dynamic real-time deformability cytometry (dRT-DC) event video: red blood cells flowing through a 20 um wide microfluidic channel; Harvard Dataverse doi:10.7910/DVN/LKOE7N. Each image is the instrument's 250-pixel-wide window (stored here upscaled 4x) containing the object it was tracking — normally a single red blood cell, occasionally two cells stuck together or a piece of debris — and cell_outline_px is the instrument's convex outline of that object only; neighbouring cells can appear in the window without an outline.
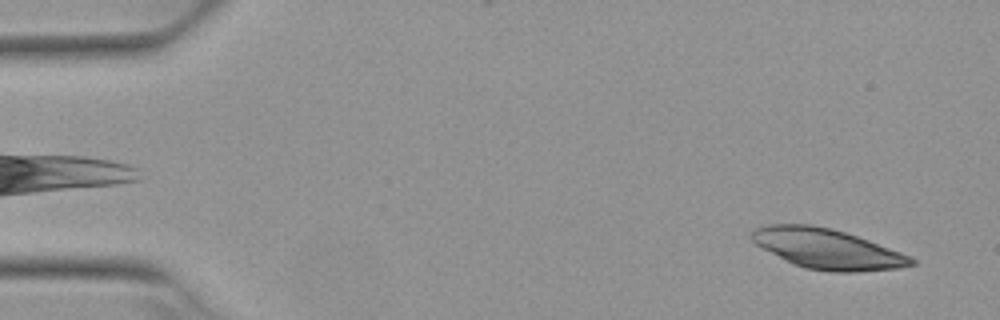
{"species": "Egyptian fruit bat (a non-hibernating species)", "species_latin": "Rousettus aegyptiacus", "temperature_condition": "warm", "stored_images_in_passage": 3, "camera_frame_rate_fps": 3000, "um_per_image_px": 0.085, "animal": {"sex": "female"}, "frame": {"image": 1, "passage_image": 3, "time_ms": 0.667, "image_size_px": [1000, 320], "cell_outline_px": [[916, 264], [896, 268], [856, 272], [832, 272], [804, 268], [792, 264], [756, 244], [752, 240], [752, 232], [756, 228], [768, 224], [808, 224], [832, 228], [868, 240], [912, 256], [916, 260]], "centroid_in_image_um": [70.33, 21.16], "position_along_channel_um": 14.7, "area_um2": 37.05}}